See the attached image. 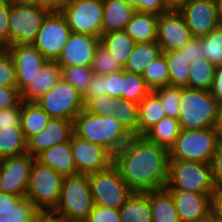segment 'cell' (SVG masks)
Listing matches in <instances>:
<instances>
[{"instance_id": "cell-32", "label": "cell", "mask_w": 222, "mask_h": 222, "mask_svg": "<svg viewBox=\"0 0 222 222\" xmlns=\"http://www.w3.org/2000/svg\"><path fill=\"white\" fill-rule=\"evenodd\" d=\"M181 132V126L178 119L168 116L163 117L152 128H150L143 136L162 147L169 148L174 144L176 138Z\"/></svg>"}, {"instance_id": "cell-42", "label": "cell", "mask_w": 222, "mask_h": 222, "mask_svg": "<svg viewBox=\"0 0 222 222\" xmlns=\"http://www.w3.org/2000/svg\"><path fill=\"white\" fill-rule=\"evenodd\" d=\"M160 98L165 115L171 118L179 119V101L182 87L164 86L153 90Z\"/></svg>"}, {"instance_id": "cell-56", "label": "cell", "mask_w": 222, "mask_h": 222, "mask_svg": "<svg viewBox=\"0 0 222 222\" xmlns=\"http://www.w3.org/2000/svg\"><path fill=\"white\" fill-rule=\"evenodd\" d=\"M71 0H44V7L49 11L60 12Z\"/></svg>"}, {"instance_id": "cell-13", "label": "cell", "mask_w": 222, "mask_h": 222, "mask_svg": "<svg viewBox=\"0 0 222 222\" xmlns=\"http://www.w3.org/2000/svg\"><path fill=\"white\" fill-rule=\"evenodd\" d=\"M72 155L76 174H91L106 170L113 164V155L104 147L71 136Z\"/></svg>"}, {"instance_id": "cell-61", "label": "cell", "mask_w": 222, "mask_h": 222, "mask_svg": "<svg viewBox=\"0 0 222 222\" xmlns=\"http://www.w3.org/2000/svg\"><path fill=\"white\" fill-rule=\"evenodd\" d=\"M217 130H218L220 142L222 143V110H221L220 117L218 120Z\"/></svg>"}, {"instance_id": "cell-62", "label": "cell", "mask_w": 222, "mask_h": 222, "mask_svg": "<svg viewBox=\"0 0 222 222\" xmlns=\"http://www.w3.org/2000/svg\"><path fill=\"white\" fill-rule=\"evenodd\" d=\"M132 8L138 11V0H125Z\"/></svg>"}, {"instance_id": "cell-5", "label": "cell", "mask_w": 222, "mask_h": 222, "mask_svg": "<svg viewBox=\"0 0 222 222\" xmlns=\"http://www.w3.org/2000/svg\"><path fill=\"white\" fill-rule=\"evenodd\" d=\"M220 143L217 127L181 130L174 144L169 148V159L210 164Z\"/></svg>"}, {"instance_id": "cell-43", "label": "cell", "mask_w": 222, "mask_h": 222, "mask_svg": "<svg viewBox=\"0 0 222 222\" xmlns=\"http://www.w3.org/2000/svg\"><path fill=\"white\" fill-rule=\"evenodd\" d=\"M0 86L17 87L16 67L5 48L0 50Z\"/></svg>"}, {"instance_id": "cell-4", "label": "cell", "mask_w": 222, "mask_h": 222, "mask_svg": "<svg viewBox=\"0 0 222 222\" xmlns=\"http://www.w3.org/2000/svg\"><path fill=\"white\" fill-rule=\"evenodd\" d=\"M94 206L87 174L65 176L60 198L51 214L67 222H84Z\"/></svg>"}, {"instance_id": "cell-54", "label": "cell", "mask_w": 222, "mask_h": 222, "mask_svg": "<svg viewBox=\"0 0 222 222\" xmlns=\"http://www.w3.org/2000/svg\"><path fill=\"white\" fill-rule=\"evenodd\" d=\"M210 217L222 222V188H216V191L211 195Z\"/></svg>"}, {"instance_id": "cell-15", "label": "cell", "mask_w": 222, "mask_h": 222, "mask_svg": "<svg viewBox=\"0 0 222 222\" xmlns=\"http://www.w3.org/2000/svg\"><path fill=\"white\" fill-rule=\"evenodd\" d=\"M34 159L25 153L0 160V192L24 197Z\"/></svg>"}, {"instance_id": "cell-22", "label": "cell", "mask_w": 222, "mask_h": 222, "mask_svg": "<svg viewBox=\"0 0 222 222\" xmlns=\"http://www.w3.org/2000/svg\"><path fill=\"white\" fill-rule=\"evenodd\" d=\"M40 164L55 169L59 174L72 176L76 174V167L72 155L71 139L54 145L35 157Z\"/></svg>"}, {"instance_id": "cell-65", "label": "cell", "mask_w": 222, "mask_h": 222, "mask_svg": "<svg viewBox=\"0 0 222 222\" xmlns=\"http://www.w3.org/2000/svg\"><path fill=\"white\" fill-rule=\"evenodd\" d=\"M202 222H210V218H209V219H207V220H205V221H202Z\"/></svg>"}, {"instance_id": "cell-33", "label": "cell", "mask_w": 222, "mask_h": 222, "mask_svg": "<svg viewBox=\"0 0 222 222\" xmlns=\"http://www.w3.org/2000/svg\"><path fill=\"white\" fill-rule=\"evenodd\" d=\"M27 153V140L21 126L0 129V160Z\"/></svg>"}, {"instance_id": "cell-25", "label": "cell", "mask_w": 222, "mask_h": 222, "mask_svg": "<svg viewBox=\"0 0 222 222\" xmlns=\"http://www.w3.org/2000/svg\"><path fill=\"white\" fill-rule=\"evenodd\" d=\"M118 210L121 222H153L148 192H132Z\"/></svg>"}, {"instance_id": "cell-51", "label": "cell", "mask_w": 222, "mask_h": 222, "mask_svg": "<svg viewBox=\"0 0 222 222\" xmlns=\"http://www.w3.org/2000/svg\"><path fill=\"white\" fill-rule=\"evenodd\" d=\"M210 166L215 187L222 188V143L213 154Z\"/></svg>"}, {"instance_id": "cell-35", "label": "cell", "mask_w": 222, "mask_h": 222, "mask_svg": "<svg viewBox=\"0 0 222 222\" xmlns=\"http://www.w3.org/2000/svg\"><path fill=\"white\" fill-rule=\"evenodd\" d=\"M169 70V85L188 88L189 64L187 57L180 50L163 53Z\"/></svg>"}, {"instance_id": "cell-52", "label": "cell", "mask_w": 222, "mask_h": 222, "mask_svg": "<svg viewBox=\"0 0 222 222\" xmlns=\"http://www.w3.org/2000/svg\"><path fill=\"white\" fill-rule=\"evenodd\" d=\"M189 62L197 58H202L201 37H193L181 49Z\"/></svg>"}, {"instance_id": "cell-6", "label": "cell", "mask_w": 222, "mask_h": 222, "mask_svg": "<svg viewBox=\"0 0 222 222\" xmlns=\"http://www.w3.org/2000/svg\"><path fill=\"white\" fill-rule=\"evenodd\" d=\"M64 176L34 159L25 197L41 213H51L57 206Z\"/></svg>"}, {"instance_id": "cell-41", "label": "cell", "mask_w": 222, "mask_h": 222, "mask_svg": "<svg viewBox=\"0 0 222 222\" xmlns=\"http://www.w3.org/2000/svg\"><path fill=\"white\" fill-rule=\"evenodd\" d=\"M91 69L94 74L106 75L119 72L123 67L104 45L99 43L95 50Z\"/></svg>"}, {"instance_id": "cell-27", "label": "cell", "mask_w": 222, "mask_h": 222, "mask_svg": "<svg viewBox=\"0 0 222 222\" xmlns=\"http://www.w3.org/2000/svg\"><path fill=\"white\" fill-rule=\"evenodd\" d=\"M157 22V15L136 11L124 31L136 43L153 42L157 39Z\"/></svg>"}, {"instance_id": "cell-1", "label": "cell", "mask_w": 222, "mask_h": 222, "mask_svg": "<svg viewBox=\"0 0 222 222\" xmlns=\"http://www.w3.org/2000/svg\"><path fill=\"white\" fill-rule=\"evenodd\" d=\"M169 161L167 148L136 135L113 155V165L129 189L138 193L165 188Z\"/></svg>"}, {"instance_id": "cell-28", "label": "cell", "mask_w": 222, "mask_h": 222, "mask_svg": "<svg viewBox=\"0 0 222 222\" xmlns=\"http://www.w3.org/2000/svg\"><path fill=\"white\" fill-rule=\"evenodd\" d=\"M148 197L150 199L153 222H181L173 196L166 188L148 192Z\"/></svg>"}, {"instance_id": "cell-30", "label": "cell", "mask_w": 222, "mask_h": 222, "mask_svg": "<svg viewBox=\"0 0 222 222\" xmlns=\"http://www.w3.org/2000/svg\"><path fill=\"white\" fill-rule=\"evenodd\" d=\"M160 54L162 52L156 41L136 43L123 70L142 75Z\"/></svg>"}, {"instance_id": "cell-64", "label": "cell", "mask_w": 222, "mask_h": 222, "mask_svg": "<svg viewBox=\"0 0 222 222\" xmlns=\"http://www.w3.org/2000/svg\"><path fill=\"white\" fill-rule=\"evenodd\" d=\"M210 222H218L210 217Z\"/></svg>"}, {"instance_id": "cell-11", "label": "cell", "mask_w": 222, "mask_h": 222, "mask_svg": "<svg viewBox=\"0 0 222 222\" xmlns=\"http://www.w3.org/2000/svg\"><path fill=\"white\" fill-rule=\"evenodd\" d=\"M60 12L73 33L101 38L103 0H71Z\"/></svg>"}, {"instance_id": "cell-47", "label": "cell", "mask_w": 222, "mask_h": 222, "mask_svg": "<svg viewBox=\"0 0 222 222\" xmlns=\"http://www.w3.org/2000/svg\"><path fill=\"white\" fill-rule=\"evenodd\" d=\"M11 2L0 0V46H9V13Z\"/></svg>"}, {"instance_id": "cell-57", "label": "cell", "mask_w": 222, "mask_h": 222, "mask_svg": "<svg viewBox=\"0 0 222 222\" xmlns=\"http://www.w3.org/2000/svg\"><path fill=\"white\" fill-rule=\"evenodd\" d=\"M189 0H162L167 11H180Z\"/></svg>"}, {"instance_id": "cell-18", "label": "cell", "mask_w": 222, "mask_h": 222, "mask_svg": "<svg viewBox=\"0 0 222 222\" xmlns=\"http://www.w3.org/2000/svg\"><path fill=\"white\" fill-rule=\"evenodd\" d=\"M73 134V121L51 118L41 132L27 140V153L35 158L38 154L54 145L70 141Z\"/></svg>"}, {"instance_id": "cell-12", "label": "cell", "mask_w": 222, "mask_h": 222, "mask_svg": "<svg viewBox=\"0 0 222 222\" xmlns=\"http://www.w3.org/2000/svg\"><path fill=\"white\" fill-rule=\"evenodd\" d=\"M72 31L61 12L50 11L32 43L50 61H56Z\"/></svg>"}, {"instance_id": "cell-16", "label": "cell", "mask_w": 222, "mask_h": 222, "mask_svg": "<svg viewBox=\"0 0 222 222\" xmlns=\"http://www.w3.org/2000/svg\"><path fill=\"white\" fill-rule=\"evenodd\" d=\"M16 67L17 88L21 93L33 81L48 61L33 44L5 47Z\"/></svg>"}, {"instance_id": "cell-17", "label": "cell", "mask_w": 222, "mask_h": 222, "mask_svg": "<svg viewBox=\"0 0 222 222\" xmlns=\"http://www.w3.org/2000/svg\"><path fill=\"white\" fill-rule=\"evenodd\" d=\"M179 12L193 37L208 35L220 25L214 0H189Z\"/></svg>"}, {"instance_id": "cell-40", "label": "cell", "mask_w": 222, "mask_h": 222, "mask_svg": "<svg viewBox=\"0 0 222 222\" xmlns=\"http://www.w3.org/2000/svg\"><path fill=\"white\" fill-rule=\"evenodd\" d=\"M93 74L91 66H61L62 80L70 83L81 94L87 89Z\"/></svg>"}, {"instance_id": "cell-23", "label": "cell", "mask_w": 222, "mask_h": 222, "mask_svg": "<svg viewBox=\"0 0 222 222\" xmlns=\"http://www.w3.org/2000/svg\"><path fill=\"white\" fill-rule=\"evenodd\" d=\"M62 79L61 66L48 60L38 76L20 93L22 101H35Z\"/></svg>"}, {"instance_id": "cell-60", "label": "cell", "mask_w": 222, "mask_h": 222, "mask_svg": "<svg viewBox=\"0 0 222 222\" xmlns=\"http://www.w3.org/2000/svg\"><path fill=\"white\" fill-rule=\"evenodd\" d=\"M220 25L222 26V0H214Z\"/></svg>"}, {"instance_id": "cell-44", "label": "cell", "mask_w": 222, "mask_h": 222, "mask_svg": "<svg viewBox=\"0 0 222 222\" xmlns=\"http://www.w3.org/2000/svg\"><path fill=\"white\" fill-rule=\"evenodd\" d=\"M113 98L108 95H101L90 99L85 105L84 110L93 115H112Z\"/></svg>"}, {"instance_id": "cell-29", "label": "cell", "mask_w": 222, "mask_h": 222, "mask_svg": "<svg viewBox=\"0 0 222 222\" xmlns=\"http://www.w3.org/2000/svg\"><path fill=\"white\" fill-rule=\"evenodd\" d=\"M50 119L35 101H22L20 126L26 140L41 132Z\"/></svg>"}, {"instance_id": "cell-50", "label": "cell", "mask_w": 222, "mask_h": 222, "mask_svg": "<svg viewBox=\"0 0 222 222\" xmlns=\"http://www.w3.org/2000/svg\"><path fill=\"white\" fill-rule=\"evenodd\" d=\"M104 95V75L93 74L87 89L82 94L84 105L92 98Z\"/></svg>"}, {"instance_id": "cell-19", "label": "cell", "mask_w": 222, "mask_h": 222, "mask_svg": "<svg viewBox=\"0 0 222 222\" xmlns=\"http://www.w3.org/2000/svg\"><path fill=\"white\" fill-rule=\"evenodd\" d=\"M99 43L98 37L72 32L56 61L60 66H91Z\"/></svg>"}, {"instance_id": "cell-48", "label": "cell", "mask_w": 222, "mask_h": 222, "mask_svg": "<svg viewBox=\"0 0 222 222\" xmlns=\"http://www.w3.org/2000/svg\"><path fill=\"white\" fill-rule=\"evenodd\" d=\"M21 106L0 109V129L20 126Z\"/></svg>"}, {"instance_id": "cell-45", "label": "cell", "mask_w": 222, "mask_h": 222, "mask_svg": "<svg viewBox=\"0 0 222 222\" xmlns=\"http://www.w3.org/2000/svg\"><path fill=\"white\" fill-rule=\"evenodd\" d=\"M84 222H121L119 210L94 205Z\"/></svg>"}, {"instance_id": "cell-3", "label": "cell", "mask_w": 222, "mask_h": 222, "mask_svg": "<svg viewBox=\"0 0 222 222\" xmlns=\"http://www.w3.org/2000/svg\"><path fill=\"white\" fill-rule=\"evenodd\" d=\"M181 130L217 127L222 105L210 91L182 87L179 101Z\"/></svg>"}, {"instance_id": "cell-21", "label": "cell", "mask_w": 222, "mask_h": 222, "mask_svg": "<svg viewBox=\"0 0 222 222\" xmlns=\"http://www.w3.org/2000/svg\"><path fill=\"white\" fill-rule=\"evenodd\" d=\"M40 214L25 196L0 192V222H32Z\"/></svg>"}, {"instance_id": "cell-58", "label": "cell", "mask_w": 222, "mask_h": 222, "mask_svg": "<svg viewBox=\"0 0 222 222\" xmlns=\"http://www.w3.org/2000/svg\"><path fill=\"white\" fill-rule=\"evenodd\" d=\"M40 222H67V221L51 213H41Z\"/></svg>"}, {"instance_id": "cell-14", "label": "cell", "mask_w": 222, "mask_h": 222, "mask_svg": "<svg viewBox=\"0 0 222 222\" xmlns=\"http://www.w3.org/2000/svg\"><path fill=\"white\" fill-rule=\"evenodd\" d=\"M191 38V31L179 11H167L158 16L156 42L162 53L180 50Z\"/></svg>"}, {"instance_id": "cell-37", "label": "cell", "mask_w": 222, "mask_h": 222, "mask_svg": "<svg viewBox=\"0 0 222 222\" xmlns=\"http://www.w3.org/2000/svg\"><path fill=\"white\" fill-rule=\"evenodd\" d=\"M151 91L142 75L123 70L121 98L139 103Z\"/></svg>"}, {"instance_id": "cell-10", "label": "cell", "mask_w": 222, "mask_h": 222, "mask_svg": "<svg viewBox=\"0 0 222 222\" xmlns=\"http://www.w3.org/2000/svg\"><path fill=\"white\" fill-rule=\"evenodd\" d=\"M35 102L51 117L73 121L84 109L82 94L70 83L58 81Z\"/></svg>"}, {"instance_id": "cell-31", "label": "cell", "mask_w": 222, "mask_h": 222, "mask_svg": "<svg viewBox=\"0 0 222 222\" xmlns=\"http://www.w3.org/2000/svg\"><path fill=\"white\" fill-rule=\"evenodd\" d=\"M100 43L107 48L115 60L124 67L136 42L124 31H111L102 34Z\"/></svg>"}, {"instance_id": "cell-24", "label": "cell", "mask_w": 222, "mask_h": 222, "mask_svg": "<svg viewBox=\"0 0 222 222\" xmlns=\"http://www.w3.org/2000/svg\"><path fill=\"white\" fill-rule=\"evenodd\" d=\"M135 12L125 0H103V34L125 30Z\"/></svg>"}, {"instance_id": "cell-39", "label": "cell", "mask_w": 222, "mask_h": 222, "mask_svg": "<svg viewBox=\"0 0 222 222\" xmlns=\"http://www.w3.org/2000/svg\"><path fill=\"white\" fill-rule=\"evenodd\" d=\"M202 56L216 67L222 66V26L201 37Z\"/></svg>"}, {"instance_id": "cell-46", "label": "cell", "mask_w": 222, "mask_h": 222, "mask_svg": "<svg viewBox=\"0 0 222 222\" xmlns=\"http://www.w3.org/2000/svg\"><path fill=\"white\" fill-rule=\"evenodd\" d=\"M123 70L104 75V95L121 98Z\"/></svg>"}, {"instance_id": "cell-34", "label": "cell", "mask_w": 222, "mask_h": 222, "mask_svg": "<svg viewBox=\"0 0 222 222\" xmlns=\"http://www.w3.org/2000/svg\"><path fill=\"white\" fill-rule=\"evenodd\" d=\"M216 66L204 57L189 64L188 88L210 91Z\"/></svg>"}, {"instance_id": "cell-9", "label": "cell", "mask_w": 222, "mask_h": 222, "mask_svg": "<svg viewBox=\"0 0 222 222\" xmlns=\"http://www.w3.org/2000/svg\"><path fill=\"white\" fill-rule=\"evenodd\" d=\"M50 11L44 6L11 2L9 13V46L32 44Z\"/></svg>"}, {"instance_id": "cell-2", "label": "cell", "mask_w": 222, "mask_h": 222, "mask_svg": "<svg viewBox=\"0 0 222 222\" xmlns=\"http://www.w3.org/2000/svg\"><path fill=\"white\" fill-rule=\"evenodd\" d=\"M74 134L104 147L112 155L132 136L113 115H93L84 109L75 117Z\"/></svg>"}, {"instance_id": "cell-59", "label": "cell", "mask_w": 222, "mask_h": 222, "mask_svg": "<svg viewBox=\"0 0 222 222\" xmlns=\"http://www.w3.org/2000/svg\"><path fill=\"white\" fill-rule=\"evenodd\" d=\"M13 2L22 5L44 6V0H14Z\"/></svg>"}, {"instance_id": "cell-20", "label": "cell", "mask_w": 222, "mask_h": 222, "mask_svg": "<svg viewBox=\"0 0 222 222\" xmlns=\"http://www.w3.org/2000/svg\"><path fill=\"white\" fill-rule=\"evenodd\" d=\"M181 222H202L210 218L211 195L183 190H168Z\"/></svg>"}, {"instance_id": "cell-8", "label": "cell", "mask_w": 222, "mask_h": 222, "mask_svg": "<svg viewBox=\"0 0 222 222\" xmlns=\"http://www.w3.org/2000/svg\"><path fill=\"white\" fill-rule=\"evenodd\" d=\"M94 205L118 210L132 191L112 164L106 170L88 174Z\"/></svg>"}, {"instance_id": "cell-55", "label": "cell", "mask_w": 222, "mask_h": 222, "mask_svg": "<svg viewBox=\"0 0 222 222\" xmlns=\"http://www.w3.org/2000/svg\"><path fill=\"white\" fill-rule=\"evenodd\" d=\"M210 93L222 105V66L216 67Z\"/></svg>"}, {"instance_id": "cell-7", "label": "cell", "mask_w": 222, "mask_h": 222, "mask_svg": "<svg viewBox=\"0 0 222 222\" xmlns=\"http://www.w3.org/2000/svg\"><path fill=\"white\" fill-rule=\"evenodd\" d=\"M167 190H183L212 195L216 187L210 164L188 160H170Z\"/></svg>"}, {"instance_id": "cell-38", "label": "cell", "mask_w": 222, "mask_h": 222, "mask_svg": "<svg viewBox=\"0 0 222 222\" xmlns=\"http://www.w3.org/2000/svg\"><path fill=\"white\" fill-rule=\"evenodd\" d=\"M146 85L153 91L169 85V70L165 55L160 54L142 74Z\"/></svg>"}, {"instance_id": "cell-49", "label": "cell", "mask_w": 222, "mask_h": 222, "mask_svg": "<svg viewBox=\"0 0 222 222\" xmlns=\"http://www.w3.org/2000/svg\"><path fill=\"white\" fill-rule=\"evenodd\" d=\"M22 106L21 94L17 87L0 86V109Z\"/></svg>"}, {"instance_id": "cell-36", "label": "cell", "mask_w": 222, "mask_h": 222, "mask_svg": "<svg viewBox=\"0 0 222 222\" xmlns=\"http://www.w3.org/2000/svg\"><path fill=\"white\" fill-rule=\"evenodd\" d=\"M112 115L132 135L137 136L138 103L123 98H113Z\"/></svg>"}, {"instance_id": "cell-26", "label": "cell", "mask_w": 222, "mask_h": 222, "mask_svg": "<svg viewBox=\"0 0 222 222\" xmlns=\"http://www.w3.org/2000/svg\"><path fill=\"white\" fill-rule=\"evenodd\" d=\"M165 116L159 96L151 91L138 103L137 136H143Z\"/></svg>"}, {"instance_id": "cell-63", "label": "cell", "mask_w": 222, "mask_h": 222, "mask_svg": "<svg viewBox=\"0 0 222 222\" xmlns=\"http://www.w3.org/2000/svg\"><path fill=\"white\" fill-rule=\"evenodd\" d=\"M32 222H40V215Z\"/></svg>"}, {"instance_id": "cell-53", "label": "cell", "mask_w": 222, "mask_h": 222, "mask_svg": "<svg viewBox=\"0 0 222 222\" xmlns=\"http://www.w3.org/2000/svg\"><path fill=\"white\" fill-rule=\"evenodd\" d=\"M138 11L157 16L167 12L162 0H138Z\"/></svg>"}]
</instances>
